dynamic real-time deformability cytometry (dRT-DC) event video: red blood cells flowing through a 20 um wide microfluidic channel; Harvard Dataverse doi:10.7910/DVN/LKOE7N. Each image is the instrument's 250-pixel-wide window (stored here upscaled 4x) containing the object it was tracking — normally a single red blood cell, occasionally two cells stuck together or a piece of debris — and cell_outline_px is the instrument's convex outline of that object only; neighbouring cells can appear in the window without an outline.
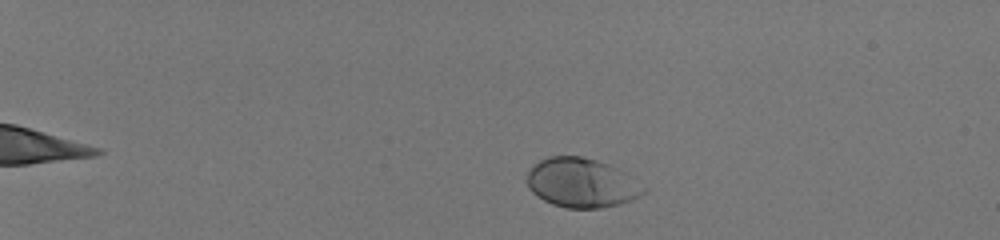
{"species": "human", "species_latin": "Homo sapiens", "temperature_condition": "room temperature", "stored_images_in_passage": 49, "camera_frame_rate_fps": 3000, "um_per_image_px": 0.085, "donor": {"sex": "male"}, "frame": {"image": 1, "passage_image": 7, "time_ms": 2.0, "image_size_px": [1000, 240], "cell_outline_px": [[648, 192], [632, 200], [620, 204], [600, 208], [568, 208], [552, 204], [544, 200], [532, 192], [528, 188], [524, 180], [528, 172], [540, 160], [548, 156], [580, 156], [596, 160], [608, 164], [616, 168], [648, 188]], "centroid_in_image_um": [49.43, 15.55], "position_along_channel_um": 35.6, "area_um2": 33.58}}
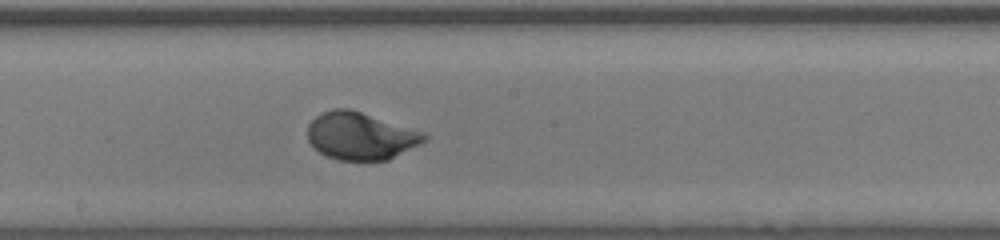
{"frame": {"image": 2, "passage_image": 30, "time_ms": 9.667, "image_size_px": [1000, 240], "cell_outline_px": [[428, 136], [420, 144], [388, 160], [336, 160], [320, 152], [308, 140], [308, 124], [320, 112], [332, 108], [348, 108], [424, 132]], "centroid_in_image_um": [30.63, 11.55], "position_along_channel_um": 217.6, "area_um2": 32.02}}
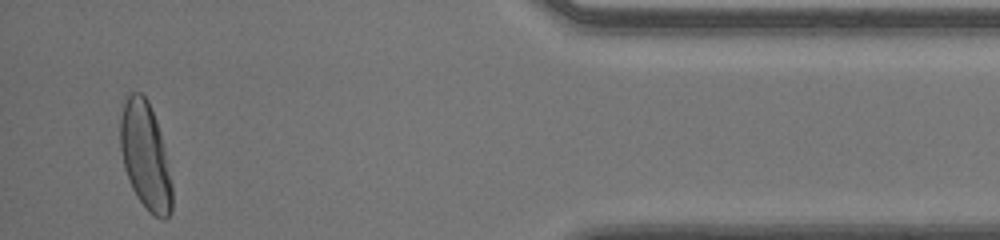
{"frame": {"image": 3, "passage_image": 48, "time_ms": 15.667, "image_size_px": [1000, 240], "cell_outline_px": [[172, 212], [164, 220], [160, 220], [148, 212], [136, 196], [128, 180], [124, 168], [120, 148], [120, 100], [128, 92], [140, 92], [148, 100], [156, 120], [160, 132], [164, 148], [172, 184]], "centroid_in_image_um": [12.32, 13.22], "position_along_channel_um": 422.9, "area_um2": 33.0}, "authors_computed_cell_mechanics": {"area_um2": 32.5414, "velocity_mm_per_s": 4.0544, "shape_relaxation_time_tau1_ms": 1.9911, "shape_relaxation_time_tau2_ms": null, "deformation_change_tau1": 0.1662, "deformation_change_tau2": null}}